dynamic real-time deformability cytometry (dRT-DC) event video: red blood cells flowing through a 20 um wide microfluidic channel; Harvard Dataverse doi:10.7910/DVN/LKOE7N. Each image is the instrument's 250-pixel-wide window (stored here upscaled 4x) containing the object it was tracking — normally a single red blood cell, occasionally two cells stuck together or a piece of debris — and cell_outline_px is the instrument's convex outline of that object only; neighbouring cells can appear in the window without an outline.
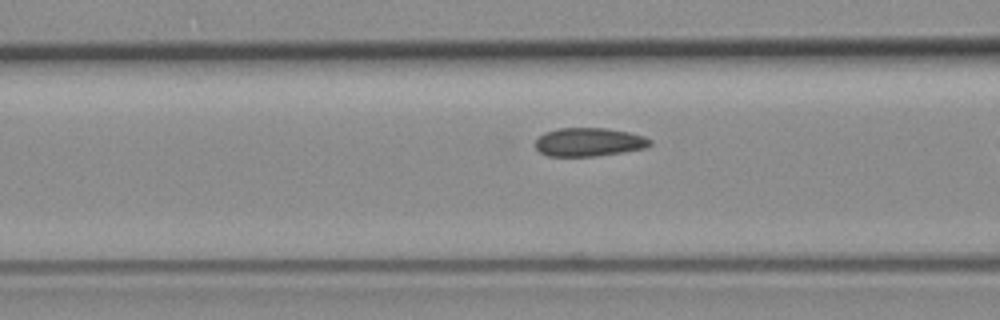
{"species": "common noctule bat (a hibernating species)", "species_latin": "Nyctalus noctula", "temperature_condition": "room temperature", "stored_images_in_passage": 13, "camera_frame_rate_fps": 3000, "um_per_image_px": 0.085, "animal": {"sex": "female", "body_mass_g": 19.3, "forearm_length_mm": 54.1}, "frame": {"image": 1, "passage_image": 11, "time_ms": 3.333, "image_size_px": [1000, 320], "cell_outline_px": [[652, 144], [648, 148], [624, 152], [596, 156], [548, 156], [540, 152], [536, 148], [536, 140], [544, 132], [560, 128], [604, 128], [628, 132], [644, 136], [652, 140]], "centroid_in_image_um": [50.1, 12.08], "position_along_channel_um": 116.5, "area_um2": 19.13}}